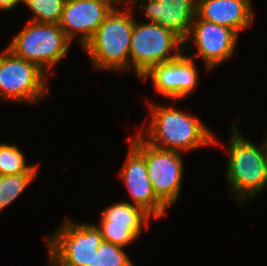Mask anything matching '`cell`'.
<instances>
[{"label":"cell","instance_id":"cell-6","mask_svg":"<svg viewBox=\"0 0 267 266\" xmlns=\"http://www.w3.org/2000/svg\"><path fill=\"white\" fill-rule=\"evenodd\" d=\"M66 222L47 237L48 262L54 266H93L94 255L103 241L95 224Z\"/></svg>","mask_w":267,"mask_h":266},{"label":"cell","instance_id":"cell-14","mask_svg":"<svg viewBox=\"0 0 267 266\" xmlns=\"http://www.w3.org/2000/svg\"><path fill=\"white\" fill-rule=\"evenodd\" d=\"M196 15L209 22L223 25L238 34L252 25L251 0H197Z\"/></svg>","mask_w":267,"mask_h":266},{"label":"cell","instance_id":"cell-8","mask_svg":"<svg viewBox=\"0 0 267 266\" xmlns=\"http://www.w3.org/2000/svg\"><path fill=\"white\" fill-rule=\"evenodd\" d=\"M130 144L145 157L154 193L169 208L176 202L181 189L184 170L181 152L154 147L139 134Z\"/></svg>","mask_w":267,"mask_h":266},{"label":"cell","instance_id":"cell-16","mask_svg":"<svg viewBox=\"0 0 267 266\" xmlns=\"http://www.w3.org/2000/svg\"><path fill=\"white\" fill-rule=\"evenodd\" d=\"M37 167L36 165H26L25 155L17 145L0 143V175L37 173Z\"/></svg>","mask_w":267,"mask_h":266},{"label":"cell","instance_id":"cell-20","mask_svg":"<svg viewBox=\"0 0 267 266\" xmlns=\"http://www.w3.org/2000/svg\"><path fill=\"white\" fill-rule=\"evenodd\" d=\"M97 228L100 230L104 241L122 247L138 238V235L128 226L99 225Z\"/></svg>","mask_w":267,"mask_h":266},{"label":"cell","instance_id":"cell-4","mask_svg":"<svg viewBox=\"0 0 267 266\" xmlns=\"http://www.w3.org/2000/svg\"><path fill=\"white\" fill-rule=\"evenodd\" d=\"M171 50L175 54L170 55ZM183 52L184 40L175 32L157 23L134 21L129 60L140 79L154 66L175 60Z\"/></svg>","mask_w":267,"mask_h":266},{"label":"cell","instance_id":"cell-22","mask_svg":"<svg viewBox=\"0 0 267 266\" xmlns=\"http://www.w3.org/2000/svg\"><path fill=\"white\" fill-rule=\"evenodd\" d=\"M95 1L105 4V5L108 6L111 10H117L116 7H115L114 5L116 4V2H117V4H118V2H121V1H123V0H95ZM126 1H127L128 4L131 5L132 0H126Z\"/></svg>","mask_w":267,"mask_h":266},{"label":"cell","instance_id":"cell-10","mask_svg":"<svg viewBox=\"0 0 267 266\" xmlns=\"http://www.w3.org/2000/svg\"><path fill=\"white\" fill-rule=\"evenodd\" d=\"M193 58L183 53L175 60L154 66L143 78H151L154 89L167 98H185L196 89L199 80Z\"/></svg>","mask_w":267,"mask_h":266},{"label":"cell","instance_id":"cell-5","mask_svg":"<svg viewBox=\"0 0 267 266\" xmlns=\"http://www.w3.org/2000/svg\"><path fill=\"white\" fill-rule=\"evenodd\" d=\"M71 43L58 24L28 21L7 49L17 57L37 64L48 74L53 65L66 56Z\"/></svg>","mask_w":267,"mask_h":266},{"label":"cell","instance_id":"cell-7","mask_svg":"<svg viewBox=\"0 0 267 266\" xmlns=\"http://www.w3.org/2000/svg\"><path fill=\"white\" fill-rule=\"evenodd\" d=\"M46 75L37 64L5 49L0 55L1 99L36 104L49 92Z\"/></svg>","mask_w":267,"mask_h":266},{"label":"cell","instance_id":"cell-23","mask_svg":"<svg viewBox=\"0 0 267 266\" xmlns=\"http://www.w3.org/2000/svg\"><path fill=\"white\" fill-rule=\"evenodd\" d=\"M265 143L262 145V148H263V151H264V155H265V158L267 160V137L265 139Z\"/></svg>","mask_w":267,"mask_h":266},{"label":"cell","instance_id":"cell-11","mask_svg":"<svg viewBox=\"0 0 267 266\" xmlns=\"http://www.w3.org/2000/svg\"><path fill=\"white\" fill-rule=\"evenodd\" d=\"M130 151L119 174L135 206L141 207L151 217L161 218L168 209L154 193L147 172L145 157L131 144Z\"/></svg>","mask_w":267,"mask_h":266},{"label":"cell","instance_id":"cell-13","mask_svg":"<svg viewBox=\"0 0 267 266\" xmlns=\"http://www.w3.org/2000/svg\"><path fill=\"white\" fill-rule=\"evenodd\" d=\"M141 1V0H140ZM146 19L170 29L185 40L196 16L197 0H142ZM136 3L132 0L131 7Z\"/></svg>","mask_w":267,"mask_h":266},{"label":"cell","instance_id":"cell-12","mask_svg":"<svg viewBox=\"0 0 267 266\" xmlns=\"http://www.w3.org/2000/svg\"><path fill=\"white\" fill-rule=\"evenodd\" d=\"M111 11L95 0H65L58 25L70 41L79 32L84 47Z\"/></svg>","mask_w":267,"mask_h":266},{"label":"cell","instance_id":"cell-3","mask_svg":"<svg viewBox=\"0 0 267 266\" xmlns=\"http://www.w3.org/2000/svg\"><path fill=\"white\" fill-rule=\"evenodd\" d=\"M226 179L238 201L251 200L267 186V160L263 148L244 138L233 123Z\"/></svg>","mask_w":267,"mask_h":266},{"label":"cell","instance_id":"cell-1","mask_svg":"<svg viewBox=\"0 0 267 266\" xmlns=\"http://www.w3.org/2000/svg\"><path fill=\"white\" fill-rule=\"evenodd\" d=\"M149 106L152 116L150 124L145 128L146 131H140L138 134L147 135L145 141L150 145L164 150L183 152L204 145L218 144L213 133L198 117L174 107L155 104Z\"/></svg>","mask_w":267,"mask_h":266},{"label":"cell","instance_id":"cell-17","mask_svg":"<svg viewBox=\"0 0 267 266\" xmlns=\"http://www.w3.org/2000/svg\"><path fill=\"white\" fill-rule=\"evenodd\" d=\"M37 173L0 175V211L15 201L34 180Z\"/></svg>","mask_w":267,"mask_h":266},{"label":"cell","instance_id":"cell-18","mask_svg":"<svg viewBox=\"0 0 267 266\" xmlns=\"http://www.w3.org/2000/svg\"><path fill=\"white\" fill-rule=\"evenodd\" d=\"M65 0H24V4L33 13L29 21L58 24Z\"/></svg>","mask_w":267,"mask_h":266},{"label":"cell","instance_id":"cell-19","mask_svg":"<svg viewBox=\"0 0 267 266\" xmlns=\"http://www.w3.org/2000/svg\"><path fill=\"white\" fill-rule=\"evenodd\" d=\"M93 266H135L122 246L102 241L94 255Z\"/></svg>","mask_w":267,"mask_h":266},{"label":"cell","instance_id":"cell-15","mask_svg":"<svg viewBox=\"0 0 267 266\" xmlns=\"http://www.w3.org/2000/svg\"><path fill=\"white\" fill-rule=\"evenodd\" d=\"M100 218V225L128 226L140 236L142 228L148 227L151 216L133 203L119 202L101 211Z\"/></svg>","mask_w":267,"mask_h":266},{"label":"cell","instance_id":"cell-2","mask_svg":"<svg viewBox=\"0 0 267 266\" xmlns=\"http://www.w3.org/2000/svg\"><path fill=\"white\" fill-rule=\"evenodd\" d=\"M124 10H112L83 47L95 69L125 71L130 68V45L134 26L131 6Z\"/></svg>","mask_w":267,"mask_h":266},{"label":"cell","instance_id":"cell-9","mask_svg":"<svg viewBox=\"0 0 267 266\" xmlns=\"http://www.w3.org/2000/svg\"><path fill=\"white\" fill-rule=\"evenodd\" d=\"M190 35H193V41L198 48L195 55L205 61L208 71L231 58L238 41L236 31L214 22L202 20L197 15L192 21L187 38L184 40V50L187 48Z\"/></svg>","mask_w":267,"mask_h":266},{"label":"cell","instance_id":"cell-21","mask_svg":"<svg viewBox=\"0 0 267 266\" xmlns=\"http://www.w3.org/2000/svg\"><path fill=\"white\" fill-rule=\"evenodd\" d=\"M18 3H24V0H0V10L9 11Z\"/></svg>","mask_w":267,"mask_h":266}]
</instances>
